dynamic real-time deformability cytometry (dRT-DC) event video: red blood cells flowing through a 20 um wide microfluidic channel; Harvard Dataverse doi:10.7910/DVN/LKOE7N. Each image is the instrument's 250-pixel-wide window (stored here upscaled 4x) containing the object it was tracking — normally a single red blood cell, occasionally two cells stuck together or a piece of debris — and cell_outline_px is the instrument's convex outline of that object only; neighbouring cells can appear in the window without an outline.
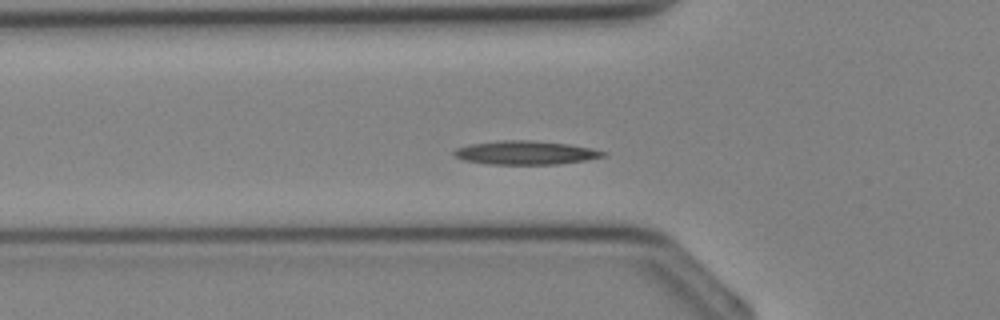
{"species": "Egyptian fruit bat (a non-hibernating species)", "species_latin": "Rousettus aegyptiacus", "temperature_condition": "cold", "stored_images_in_passage": 34, "segment_of_instrument_passage": [1, 2], "camera_frame_rate_fps": 3000, "um_per_image_px": 0.085, "animal": {"sex": "female"}, "frame": {"image": 1, "passage_image": 9, "time_ms": 2.667, "image_size_px": [1000, 320], "cell_outline_px": [[608, 156], [584, 160], [556, 164], [488, 164], [464, 160], [456, 156], [452, 152], [456, 148], [468, 144], [500, 140], [532, 140], [568, 144], [592, 148], [608, 152]], "centroid_in_image_um": [44.69, 12.97], "position_along_channel_um": 81.1, "area_um2": 20.63}}
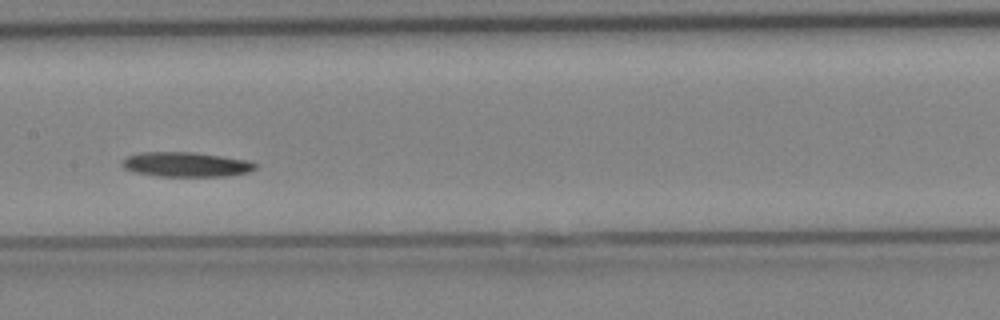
{"frame": {"image": 2, "passage_image": 15, "time_ms": 4.667, "image_size_px": [1000, 320], "cell_outline_px": [[260, 164], [256, 168], [248, 172], [228, 176], [156, 176], [132, 172], [124, 168], [120, 164], [128, 156], [140, 152], [196, 152], [248, 160]], "centroid_in_image_um": [15.83, 13.98], "position_along_channel_um": 191.6, "area_um2": 19.36}}
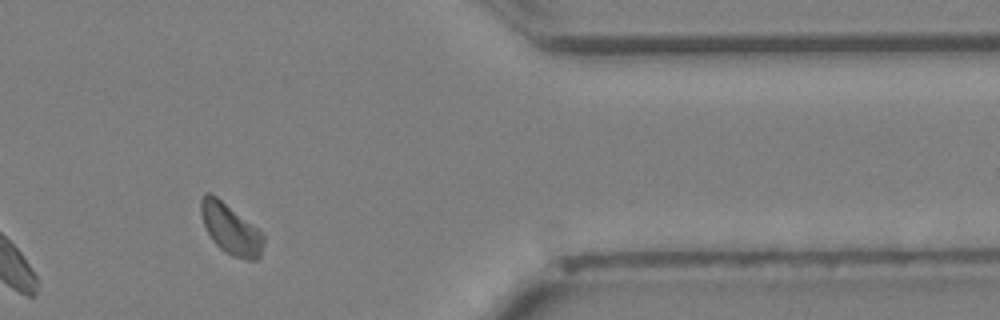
{"frame": {"image": 3, "passage_image": 27, "time_ms": 8.667, "image_size_px": [1000, 320], "cell_outline_px": [[264, 244], [260, 256], [256, 260], [248, 260], [232, 256], [220, 248], [212, 240], [204, 224], [200, 212], [200, 200], [204, 192], [208, 192], [216, 196], [264, 232]], "centroid_in_image_um": [19.62, 19.46], "position_along_channel_um": 391.8, "area_um2": 18.55}}